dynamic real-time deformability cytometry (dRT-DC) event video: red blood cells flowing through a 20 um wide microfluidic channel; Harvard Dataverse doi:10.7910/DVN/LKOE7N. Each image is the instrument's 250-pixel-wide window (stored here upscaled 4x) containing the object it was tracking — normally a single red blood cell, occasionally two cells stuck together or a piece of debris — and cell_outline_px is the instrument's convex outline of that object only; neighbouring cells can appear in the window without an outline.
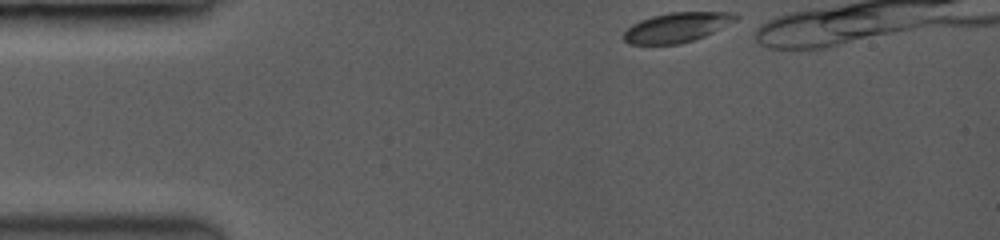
{"species": "common noctule bat (a hibernating species)", "species_latin": "Nyctalus noctula", "temperature_condition": "room temperature", "stored_images_in_passage": 8, "camera_frame_rate_fps": 3500, "um_per_image_px": 0.085, "animal": {"sex": "female", "body_mass_g": 19.0, "forearm_length_mm": 53.3}, "frame": {"image": 1, "passage_image": 1, "time_ms": 0.0, "image_size_px": [1000, 240], "cell_outline_px": [[740, 16], [704, 36], [692, 40], [676, 44], [628, 44], [624, 40], [624, 32], [632, 24], [640, 20], [652, 16], [672, 12], [728, 12]], "centroid_in_image_um": [57.45, 2.32], "position_along_channel_um": 27.6, "area_um2": 18.84}}